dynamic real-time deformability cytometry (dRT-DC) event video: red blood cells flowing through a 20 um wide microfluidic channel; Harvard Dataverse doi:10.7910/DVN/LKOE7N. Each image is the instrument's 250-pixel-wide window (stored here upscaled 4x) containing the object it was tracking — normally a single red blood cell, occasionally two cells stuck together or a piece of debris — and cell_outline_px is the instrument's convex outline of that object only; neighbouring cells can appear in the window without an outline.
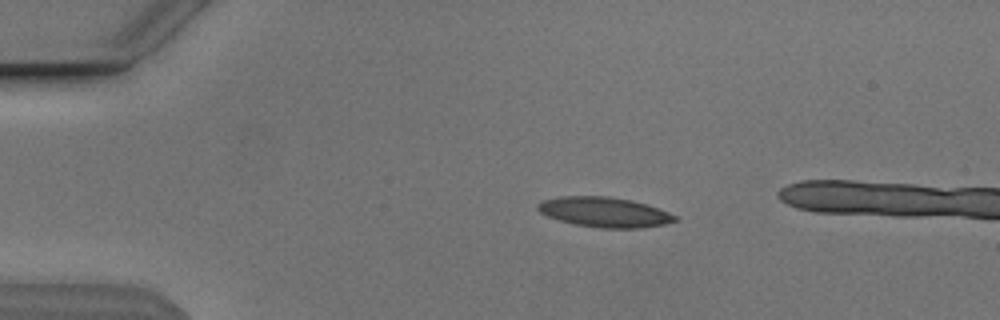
{"species": "Egyptian fruit bat (a non-hibernating species)", "species_latin": "Rousettus aegyptiacus", "temperature_condition": "cold", "stored_images_in_passage": 16, "camera_frame_rate_fps": 3000, "um_per_image_px": 0.085, "animal": {"sex": "male"}, "frame": {"image": 1, "passage_image": 10, "time_ms": 3.0, "image_size_px": [1000, 320], "cell_outline_px": [[680, 220], [664, 224], [640, 228], [600, 228], [576, 224], [560, 220], [548, 216], [540, 212], [536, 208], [536, 204], [544, 200], [560, 196], [608, 196], [632, 200], [668, 212], [676, 216]], "centroid_in_image_um": [51.37, 18.03], "position_along_channel_um": 33.6, "area_um2": 23.81}}